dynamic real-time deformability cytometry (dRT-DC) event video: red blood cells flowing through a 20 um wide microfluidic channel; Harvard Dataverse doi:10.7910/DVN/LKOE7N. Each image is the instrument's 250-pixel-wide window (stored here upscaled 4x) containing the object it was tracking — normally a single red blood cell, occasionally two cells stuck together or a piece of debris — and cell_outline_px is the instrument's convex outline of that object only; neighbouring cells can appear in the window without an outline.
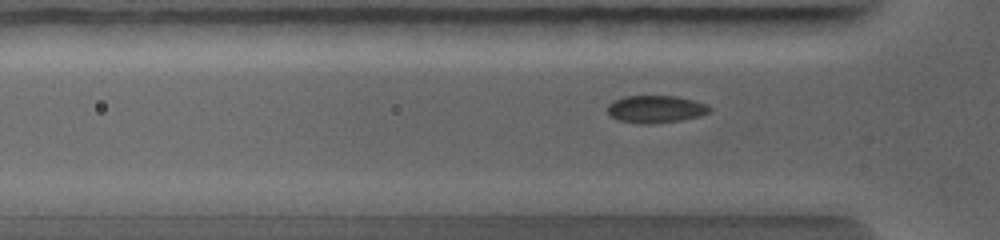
{"species": "common noctule bat (a hibernating species)", "species_latin": "Nyctalus noctula", "temperature_condition": "warm", "stored_images_in_passage": 38, "camera_frame_rate_fps": 5000, "um_per_image_px": 0.085, "animal": {"sex": "female", "body_mass_g": 19.0, "forearm_length_mm": 56.7}, "frame": {"image": 1, "passage_image": 12, "time_ms": 2.4, "image_size_px": [1000, 240], "cell_outline_px": [[712, 108], [708, 112], [700, 116], [680, 120], [652, 124], [640, 124], [620, 120], [612, 116], [608, 112], [608, 104], [612, 100], [624, 96], [676, 96], [708, 104]], "centroid_in_image_um": [55.73, 9.27], "position_along_channel_um": 70.1, "area_um2": 16.3}}
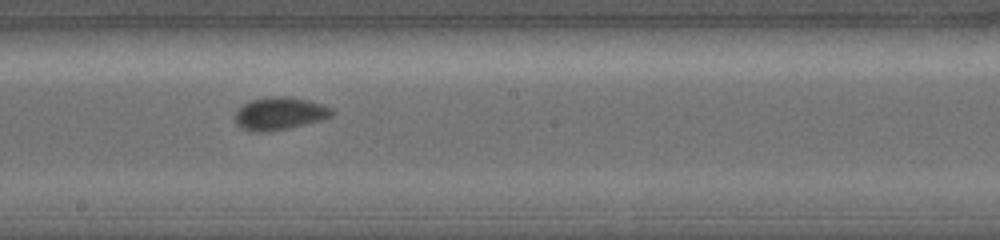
{"frame": {"image": 2, "passage_image": 24, "time_ms": 5.0, "image_size_px": [1000, 240], "cell_outline_px": [[336, 112], [332, 116], [320, 120], [284, 128], [260, 132], [244, 128], [236, 124], [236, 112], [244, 104], [252, 100], [272, 96], [288, 96], [308, 100], [332, 108]], "centroid_in_image_um": [23.81, 9.62], "position_along_channel_um": 224.4, "area_um2": 17.86}}
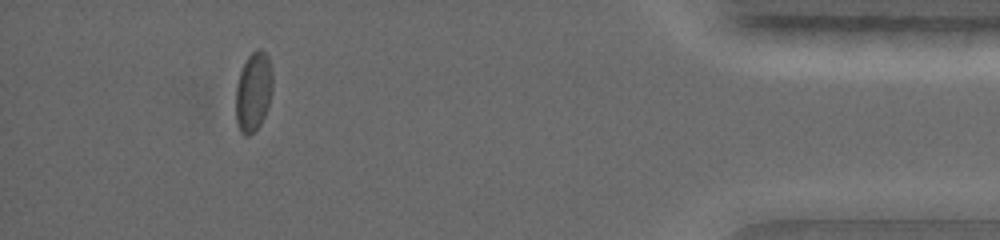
{"frame": {"image": 3, "passage_image": 35, "time_ms": 9.2, "image_size_px": [1000, 240], "cell_outline_px": [[272, 92], [264, 116], [260, 124], [248, 136], [240, 132], [236, 120], [236, 84], [240, 72], [248, 56], [256, 48], [260, 48], [268, 56], [272, 72]], "centroid_in_image_um": [21.53, 7.77], "position_along_channel_um": 413.7, "area_um2": 16.94}}